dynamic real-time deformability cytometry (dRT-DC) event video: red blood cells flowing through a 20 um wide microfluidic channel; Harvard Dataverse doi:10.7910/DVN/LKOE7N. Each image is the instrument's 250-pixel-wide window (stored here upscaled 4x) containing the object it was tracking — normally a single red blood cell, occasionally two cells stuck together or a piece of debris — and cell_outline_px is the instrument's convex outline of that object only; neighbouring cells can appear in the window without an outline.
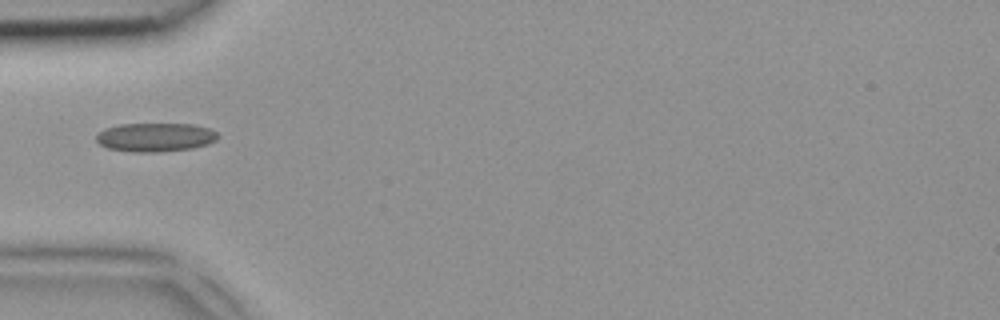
{"species": "common noctule bat (a hibernating species)", "species_latin": "Nyctalus noctula", "temperature_condition": "room temperature", "stored_images_in_passage": 2, "camera_frame_rate_fps": 3000, "um_per_image_px": 0.085, "animal": {"sex": "female", "body_mass_g": 18.4}, "frame": {"image": 1, "passage_image": 2, "time_ms": 0.333, "image_size_px": [1000, 320], "cell_outline_px": [[220, 136], [216, 140], [208, 144], [192, 148], [160, 152], [132, 152], [108, 148], [100, 144], [96, 140], [96, 136], [104, 128], [120, 124], [192, 124], [208, 128], [216, 132]], "centroid_in_image_um": [13.21, 11.67], "position_along_channel_um": 71.8, "area_um2": 20.4}}